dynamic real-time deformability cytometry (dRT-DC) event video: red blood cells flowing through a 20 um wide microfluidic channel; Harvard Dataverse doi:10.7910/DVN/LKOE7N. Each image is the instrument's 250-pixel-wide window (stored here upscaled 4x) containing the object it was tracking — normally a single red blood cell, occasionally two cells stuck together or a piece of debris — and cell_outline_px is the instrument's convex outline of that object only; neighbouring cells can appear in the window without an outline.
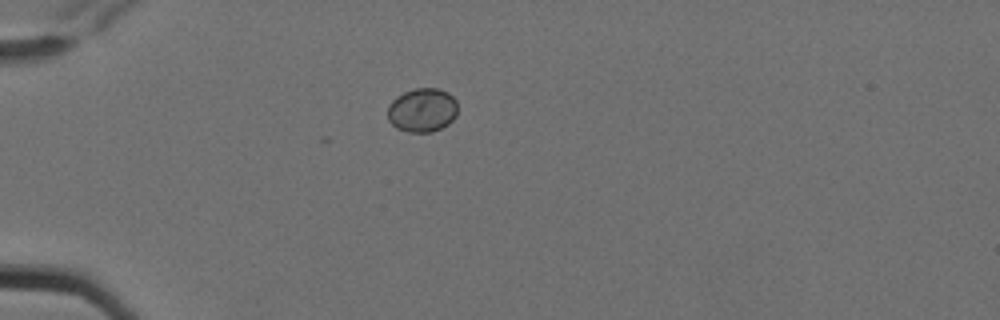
{"species": "Egyptian fruit bat (a non-hibernating species)", "species_latin": "Rousettus aegyptiacus", "temperature_condition": "cold", "stored_images_in_passage": 3, "camera_frame_rate_fps": 3000, "um_per_image_px": 0.085, "animal": {"sex": "female"}, "frame": {"image": 1, "passage_image": 1, "time_ms": 0.0, "image_size_px": [1000, 320], "cell_outline_px": [[456, 116], [448, 124], [432, 132], [408, 132], [396, 128], [388, 120], [388, 108], [392, 100], [396, 96], [404, 92], [416, 88], [440, 88], [448, 92], [456, 100]], "centroid_in_image_um": [35.89, 9.35], "position_along_channel_um": 49.1, "area_um2": 17.98}}
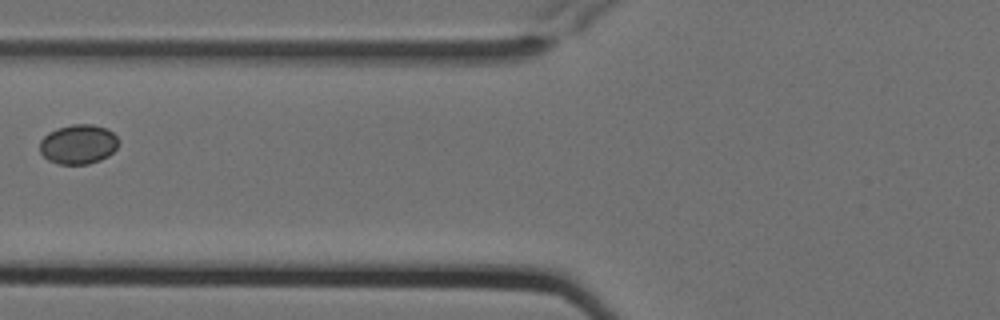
{"frame": {"image": 2, "passage_image": 3, "time_ms": 0.667, "image_size_px": [1000, 320], "cell_outline_px": [[120, 144], [108, 156], [100, 160], [88, 164], [60, 164], [48, 160], [40, 152], [40, 140], [48, 132], [56, 128], [72, 124], [92, 124], [104, 128], [112, 132], [116, 136]], "centroid_in_image_um": [6.65, 12.26], "position_along_channel_um": 119.2, "area_um2": 18.21}}